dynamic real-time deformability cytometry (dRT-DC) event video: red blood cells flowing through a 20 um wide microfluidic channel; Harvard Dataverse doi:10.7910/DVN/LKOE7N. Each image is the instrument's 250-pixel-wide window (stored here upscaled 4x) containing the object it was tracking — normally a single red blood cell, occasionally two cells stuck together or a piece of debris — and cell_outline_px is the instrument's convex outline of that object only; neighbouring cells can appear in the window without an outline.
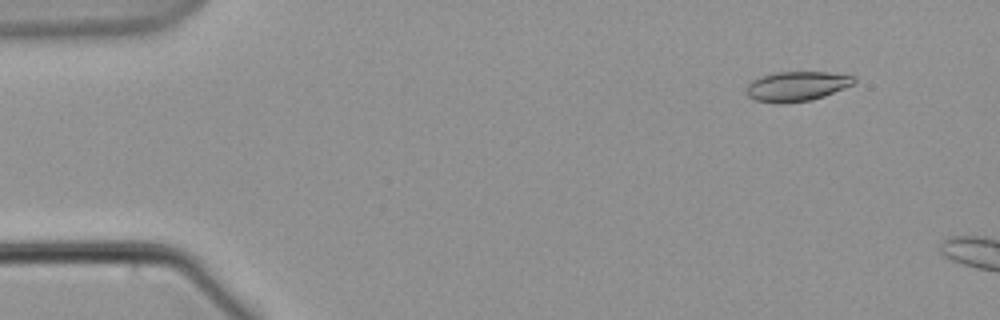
{"species": "common noctule bat (a hibernating species)", "species_latin": "Nyctalus noctula", "temperature_condition": "warm", "stored_images_in_passage": 14, "camera_frame_rate_fps": 3000, "um_per_image_px": 0.085, "animal": {"sex": "male", "body_mass_g": 21.5, "forearm_length_mm": 52.0}, "frame": {"image": 1, "passage_image": 5, "time_ms": 1.333, "image_size_px": [1000, 320], "cell_outline_px": [[856, 80], [852, 84], [844, 88], [824, 96], [812, 100], [756, 100], [748, 96], [744, 92], [748, 84], [752, 80], [760, 76], [776, 72], [828, 72], [856, 76]], "centroid_in_image_um": [67.75, 7.27], "position_along_channel_um": 17.2, "area_um2": 17.98}}